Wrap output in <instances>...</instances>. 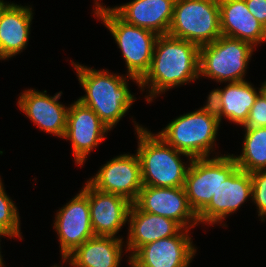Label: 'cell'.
<instances>
[{"label":"cell","mask_w":266,"mask_h":267,"mask_svg":"<svg viewBox=\"0 0 266 267\" xmlns=\"http://www.w3.org/2000/svg\"><path fill=\"white\" fill-rule=\"evenodd\" d=\"M199 46L184 39L169 35L158 36L149 71L139 81L143 92L148 88L145 101L154 98L168 89L191 83L199 79Z\"/></svg>","instance_id":"cell-1"},{"label":"cell","mask_w":266,"mask_h":267,"mask_svg":"<svg viewBox=\"0 0 266 267\" xmlns=\"http://www.w3.org/2000/svg\"><path fill=\"white\" fill-rule=\"evenodd\" d=\"M71 63L86 93L77 100L91 108L112 130L136 100L130 92L128 80L134 81L138 87L139 80L120 73H110L108 69L96 70L73 60Z\"/></svg>","instance_id":"cell-2"},{"label":"cell","mask_w":266,"mask_h":267,"mask_svg":"<svg viewBox=\"0 0 266 267\" xmlns=\"http://www.w3.org/2000/svg\"><path fill=\"white\" fill-rule=\"evenodd\" d=\"M143 186L184 187L192 158L167 144L158 134L135 123ZM181 155L189 163L182 162Z\"/></svg>","instance_id":"cell-3"},{"label":"cell","mask_w":266,"mask_h":267,"mask_svg":"<svg viewBox=\"0 0 266 267\" xmlns=\"http://www.w3.org/2000/svg\"><path fill=\"white\" fill-rule=\"evenodd\" d=\"M93 14L110 31L121 50L127 73L139 81L149 71L158 35L150 30L130 25L122 20L109 6L94 0Z\"/></svg>","instance_id":"cell-4"},{"label":"cell","mask_w":266,"mask_h":267,"mask_svg":"<svg viewBox=\"0 0 266 267\" xmlns=\"http://www.w3.org/2000/svg\"><path fill=\"white\" fill-rule=\"evenodd\" d=\"M250 43L221 35L199 48V77L218 83L245 81L249 60L255 51Z\"/></svg>","instance_id":"cell-5"},{"label":"cell","mask_w":266,"mask_h":267,"mask_svg":"<svg viewBox=\"0 0 266 267\" xmlns=\"http://www.w3.org/2000/svg\"><path fill=\"white\" fill-rule=\"evenodd\" d=\"M220 123L198 109L173 119L158 135L167 144L188 154L192 159L207 158L211 153H215Z\"/></svg>","instance_id":"cell-6"},{"label":"cell","mask_w":266,"mask_h":267,"mask_svg":"<svg viewBox=\"0 0 266 267\" xmlns=\"http://www.w3.org/2000/svg\"><path fill=\"white\" fill-rule=\"evenodd\" d=\"M168 35L199 47L217 40L222 35L218 0H176Z\"/></svg>","instance_id":"cell-7"},{"label":"cell","mask_w":266,"mask_h":267,"mask_svg":"<svg viewBox=\"0 0 266 267\" xmlns=\"http://www.w3.org/2000/svg\"><path fill=\"white\" fill-rule=\"evenodd\" d=\"M193 158L188 167L184 189L197 216L209 205L220 184L238 168L232 154Z\"/></svg>","instance_id":"cell-8"},{"label":"cell","mask_w":266,"mask_h":267,"mask_svg":"<svg viewBox=\"0 0 266 267\" xmlns=\"http://www.w3.org/2000/svg\"><path fill=\"white\" fill-rule=\"evenodd\" d=\"M85 183L83 189L55 215L53 228L58 235L62 261L86 240L95 236L90 218L88 181Z\"/></svg>","instance_id":"cell-9"},{"label":"cell","mask_w":266,"mask_h":267,"mask_svg":"<svg viewBox=\"0 0 266 267\" xmlns=\"http://www.w3.org/2000/svg\"><path fill=\"white\" fill-rule=\"evenodd\" d=\"M111 129L89 107L79 100L70 104L64 138L71 142L76 165L82 166L88 155L104 141Z\"/></svg>","instance_id":"cell-10"},{"label":"cell","mask_w":266,"mask_h":267,"mask_svg":"<svg viewBox=\"0 0 266 267\" xmlns=\"http://www.w3.org/2000/svg\"><path fill=\"white\" fill-rule=\"evenodd\" d=\"M190 230L182 229L177 235L159 239L140 247L127 261L131 267H189L197 247Z\"/></svg>","instance_id":"cell-11"},{"label":"cell","mask_w":266,"mask_h":267,"mask_svg":"<svg viewBox=\"0 0 266 267\" xmlns=\"http://www.w3.org/2000/svg\"><path fill=\"white\" fill-rule=\"evenodd\" d=\"M87 181L99 191L123 196L134 203L143 187L137 153L120 154L112 158Z\"/></svg>","instance_id":"cell-12"},{"label":"cell","mask_w":266,"mask_h":267,"mask_svg":"<svg viewBox=\"0 0 266 267\" xmlns=\"http://www.w3.org/2000/svg\"><path fill=\"white\" fill-rule=\"evenodd\" d=\"M142 211L164 216L190 230L199 225L198 216L191 208L184 187L143 186L134 202Z\"/></svg>","instance_id":"cell-13"},{"label":"cell","mask_w":266,"mask_h":267,"mask_svg":"<svg viewBox=\"0 0 266 267\" xmlns=\"http://www.w3.org/2000/svg\"><path fill=\"white\" fill-rule=\"evenodd\" d=\"M252 198L251 174L239 167L220 184L209 205L198 215L199 224H221L227 216L236 213L242 204Z\"/></svg>","instance_id":"cell-14"},{"label":"cell","mask_w":266,"mask_h":267,"mask_svg":"<svg viewBox=\"0 0 266 267\" xmlns=\"http://www.w3.org/2000/svg\"><path fill=\"white\" fill-rule=\"evenodd\" d=\"M62 91L49 96L47 91L27 89L18 98V107L40 131L64 138L69 106L58 101Z\"/></svg>","instance_id":"cell-15"},{"label":"cell","mask_w":266,"mask_h":267,"mask_svg":"<svg viewBox=\"0 0 266 267\" xmlns=\"http://www.w3.org/2000/svg\"><path fill=\"white\" fill-rule=\"evenodd\" d=\"M91 225L95 236H113L128 223L132 205L127 198L97 190L88 182Z\"/></svg>","instance_id":"cell-16"},{"label":"cell","mask_w":266,"mask_h":267,"mask_svg":"<svg viewBox=\"0 0 266 267\" xmlns=\"http://www.w3.org/2000/svg\"><path fill=\"white\" fill-rule=\"evenodd\" d=\"M128 237L125 252L130 258L140 247L159 239L177 235L183 227L176 221L149 212L142 211L132 203L128 215Z\"/></svg>","instance_id":"cell-17"},{"label":"cell","mask_w":266,"mask_h":267,"mask_svg":"<svg viewBox=\"0 0 266 267\" xmlns=\"http://www.w3.org/2000/svg\"><path fill=\"white\" fill-rule=\"evenodd\" d=\"M176 0H132L110 7L122 20L130 25L168 35Z\"/></svg>","instance_id":"cell-18"},{"label":"cell","mask_w":266,"mask_h":267,"mask_svg":"<svg viewBox=\"0 0 266 267\" xmlns=\"http://www.w3.org/2000/svg\"><path fill=\"white\" fill-rule=\"evenodd\" d=\"M220 31L223 36L250 43L266 42V28L249 12L245 0H218Z\"/></svg>","instance_id":"cell-19"},{"label":"cell","mask_w":266,"mask_h":267,"mask_svg":"<svg viewBox=\"0 0 266 267\" xmlns=\"http://www.w3.org/2000/svg\"><path fill=\"white\" fill-rule=\"evenodd\" d=\"M32 6L9 3L0 13V59L21 53L28 45L33 19Z\"/></svg>","instance_id":"cell-20"},{"label":"cell","mask_w":266,"mask_h":267,"mask_svg":"<svg viewBox=\"0 0 266 267\" xmlns=\"http://www.w3.org/2000/svg\"><path fill=\"white\" fill-rule=\"evenodd\" d=\"M122 237L94 236L77 247L62 262L71 267H119L125 241Z\"/></svg>","instance_id":"cell-21"},{"label":"cell","mask_w":266,"mask_h":267,"mask_svg":"<svg viewBox=\"0 0 266 267\" xmlns=\"http://www.w3.org/2000/svg\"><path fill=\"white\" fill-rule=\"evenodd\" d=\"M256 89L246 80L229 82L223 89L221 88L222 118L242 126L260 94V88H258V92Z\"/></svg>","instance_id":"cell-22"},{"label":"cell","mask_w":266,"mask_h":267,"mask_svg":"<svg viewBox=\"0 0 266 267\" xmlns=\"http://www.w3.org/2000/svg\"><path fill=\"white\" fill-rule=\"evenodd\" d=\"M242 153L233 155L238 167L248 173L266 170V127L244 128Z\"/></svg>","instance_id":"cell-23"},{"label":"cell","mask_w":266,"mask_h":267,"mask_svg":"<svg viewBox=\"0 0 266 267\" xmlns=\"http://www.w3.org/2000/svg\"><path fill=\"white\" fill-rule=\"evenodd\" d=\"M14 201L7 195L0 178V233H12L23 240L20 232V215Z\"/></svg>","instance_id":"cell-24"},{"label":"cell","mask_w":266,"mask_h":267,"mask_svg":"<svg viewBox=\"0 0 266 267\" xmlns=\"http://www.w3.org/2000/svg\"><path fill=\"white\" fill-rule=\"evenodd\" d=\"M251 174L252 202L256 205L258 217L261 222L266 219V170L256 171Z\"/></svg>","instance_id":"cell-25"},{"label":"cell","mask_w":266,"mask_h":267,"mask_svg":"<svg viewBox=\"0 0 266 267\" xmlns=\"http://www.w3.org/2000/svg\"><path fill=\"white\" fill-rule=\"evenodd\" d=\"M258 127H266V99L261 93L257 96L247 120L242 125V128Z\"/></svg>","instance_id":"cell-26"},{"label":"cell","mask_w":266,"mask_h":267,"mask_svg":"<svg viewBox=\"0 0 266 267\" xmlns=\"http://www.w3.org/2000/svg\"><path fill=\"white\" fill-rule=\"evenodd\" d=\"M222 94L221 89H213L207 96L206 103L200 110L207 113L209 116L214 117L218 121L222 120Z\"/></svg>","instance_id":"cell-27"},{"label":"cell","mask_w":266,"mask_h":267,"mask_svg":"<svg viewBox=\"0 0 266 267\" xmlns=\"http://www.w3.org/2000/svg\"><path fill=\"white\" fill-rule=\"evenodd\" d=\"M249 12L266 28V0H245Z\"/></svg>","instance_id":"cell-28"},{"label":"cell","mask_w":266,"mask_h":267,"mask_svg":"<svg viewBox=\"0 0 266 267\" xmlns=\"http://www.w3.org/2000/svg\"><path fill=\"white\" fill-rule=\"evenodd\" d=\"M8 237V238H16L12 233H0V238L1 237ZM0 242H1V240H0ZM1 245V244H0ZM0 249H1V246H0ZM3 256H2V254H1V251H0V267H5V265H4V263L5 262H3L4 260H3V258H2Z\"/></svg>","instance_id":"cell-29"},{"label":"cell","mask_w":266,"mask_h":267,"mask_svg":"<svg viewBox=\"0 0 266 267\" xmlns=\"http://www.w3.org/2000/svg\"><path fill=\"white\" fill-rule=\"evenodd\" d=\"M260 93L265 97L266 99V81H264V83H262L261 87H260Z\"/></svg>","instance_id":"cell-30"},{"label":"cell","mask_w":266,"mask_h":267,"mask_svg":"<svg viewBox=\"0 0 266 267\" xmlns=\"http://www.w3.org/2000/svg\"><path fill=\"white\" fill-rule=\"evenodd\" d=\"M7 4H8L7 1L5 2L4 0H0V13L2 12V10L5 8Z\"/></svg>","instance_id":"cell-31"}]
</instances>
